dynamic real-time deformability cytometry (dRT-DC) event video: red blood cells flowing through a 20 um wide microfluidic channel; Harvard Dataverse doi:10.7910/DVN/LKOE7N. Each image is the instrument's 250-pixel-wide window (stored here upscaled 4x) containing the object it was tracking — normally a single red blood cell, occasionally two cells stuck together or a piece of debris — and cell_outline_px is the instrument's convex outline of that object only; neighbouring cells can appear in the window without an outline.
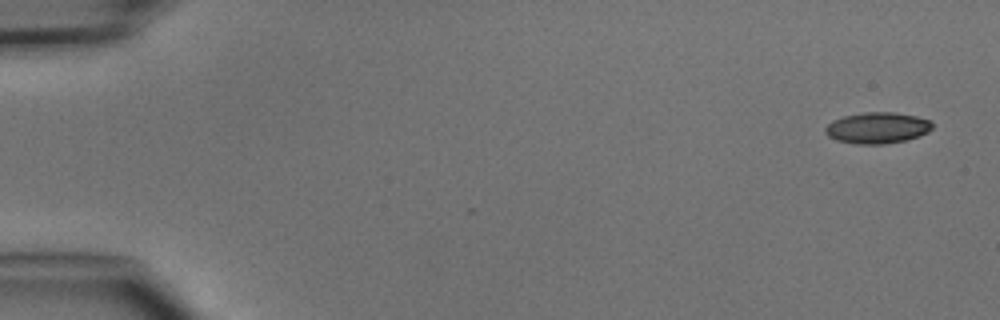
{"species": "common noctule bat (a hibernating species)", "species_latin": "Nyctalus noctula", "temperature_condition": "cold", "stored_images_in_passage": 5, "camera_frame_rate_fps": 3000, "um_per_image_px": 0.085, "animal": {"sex": "male", "body_mass_g": 15.6}, "frame": {"image": 1, "passage_image": 1, "time_ms": 0.0, "image_size_px": [1000, 320], "cell_outline_px": [[932, 128], [928, 132], [920, 136], [904, 140], [884, 144], [856, 144], [836, 140], [828, 136], [824, 132], [824, 128], [832, 120], [844, 116], [864, 112], [896, 112], [916, 116], [932, 120]], "centroid_in_image_um": [74.57, 10.86], "position_along_channel_um": 10.4, "area_um2": 19.59}}
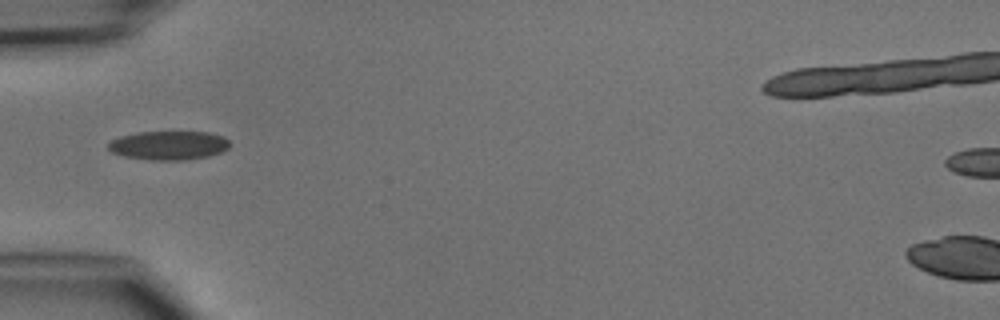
{"frame": {"image": 2, "passage_image": 4, "time_ms": 4.667, "image_size_px": [1000, 320], "cell_outline_px": [[228, 148], [220, 152], [208, 156], [184, 160], [152, 160], [124, 156], [112, 152], [108, 148], [108, 144], [112, 140], [120, 136], [136, 132], [208, 132], [224, 136], [228, 140]], "centroid_in_image_um": [14.33, 12.35], "position_along_channel_um": 70.7, "area_um2": 20.35}}